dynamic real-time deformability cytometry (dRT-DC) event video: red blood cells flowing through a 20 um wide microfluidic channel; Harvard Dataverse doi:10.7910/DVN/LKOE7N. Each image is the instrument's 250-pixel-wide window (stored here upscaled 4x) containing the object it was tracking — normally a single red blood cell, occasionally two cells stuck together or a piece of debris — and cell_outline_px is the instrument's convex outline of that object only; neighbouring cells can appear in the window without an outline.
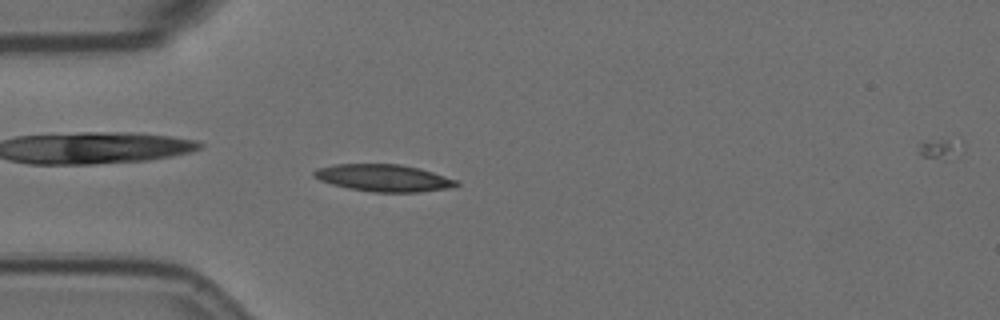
{"species": "Egyptian fruit bat (a non-hibernating species)", "species_latin": "Rousettus aegyptiacus", "temperature_condition": "room temperature", "stored_images_in_passage": 56, "camera_frame_rate_fps": 3000, "um_per_image_px": 0.085, "animal": {"sex": "female"}, "frame": {"image": 1, "passage_image": 15, "time_ms": 4.667, "image_size_px": [1000, 320], "cell_outline_px": [[460, 184], [456, 188], [420, 192], [372, 192], [348, 188], [332, 184], [320, 180], [312, 176], [312, 172], [316, 168], [332, 164], [400, 164], [420, 168], [456, 180]], "centroid_in_image_um": [32.61, 15.13], "position_along_channel_um": 52.4, "area_um2": 22.72}}
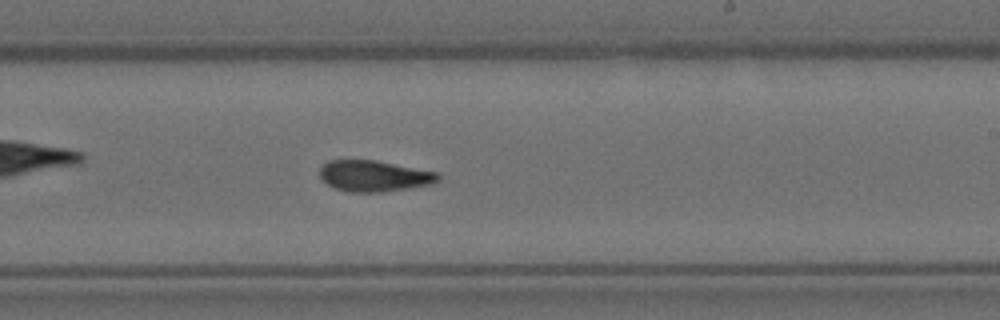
{"frame": {"image": 2, "passage_image": 33, "time_ms": 10.667, "image_size_px": [1000, 320], "cell_outline_px": [[440, 180], [436, 184], [380, 192], [352, 192], [336, 188], [328, 184], [320, 176], [320, 164], [328, 160], [376, 160], [440, 172]], "centroid_in_image_um": [31.86, 14.94], "position_along_channel_um": 257.1, "area_um2": 21.68}}
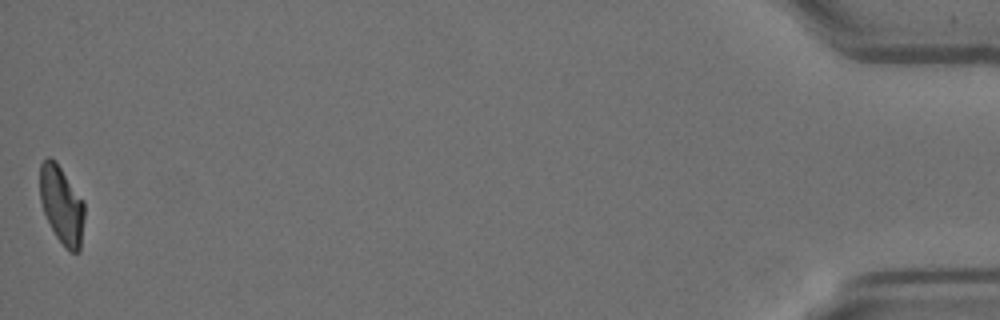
{"frame": {"image": 3, "passage_image": 56, "time_ms": 18.333, "image_size_px": [1000, 320], "cell_outline_px": [[84, 220], [80, 252], [72, 252], [64, 248], [56, 236], [44, 212], [40, 200], [40, 164], [48, 156], [56, 160], [84, 200]], "centroid_in_image_um": [5.26, 17.41], "position_along_channel_um": 429.9, "area_um2": 20.4}, "authors_computed_cell_mechanics": {"area_um2": 21.4438, "velocity_mm_per_s": 3.5453, "shape_relaxation_time_tau1_ms": 5.9436, "shape_relaxation_time_tau2_ms": 3.1035, "deformation_change_tau1": 0.1839, "deformation_change_tau2": 0.0974}}